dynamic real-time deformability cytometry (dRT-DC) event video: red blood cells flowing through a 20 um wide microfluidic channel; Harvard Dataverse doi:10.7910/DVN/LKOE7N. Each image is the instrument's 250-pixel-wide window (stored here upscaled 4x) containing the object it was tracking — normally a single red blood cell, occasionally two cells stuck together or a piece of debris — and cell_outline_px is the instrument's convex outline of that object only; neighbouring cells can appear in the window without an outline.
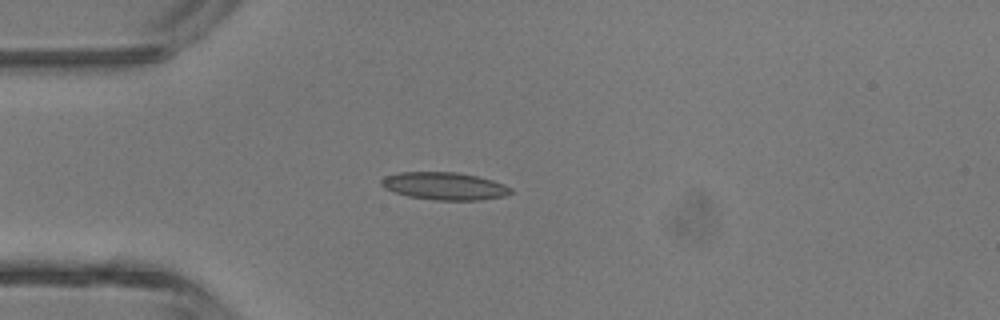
{"species": "common noctule bat (a hibernating species)", "species_latin": "Nyctalus noctula", "temperature_condition": "room temperature", "stored_images_in_passage": 2, "camera_frame_rate_fps": 3000, "um_per_image_px": 0.085, "animal": {"sex": "male", "body_mass_g": 13.3}, "frame": {"image": 1, "passage_image": 1, "time_ms": 0.0, "image_size_px": [1000, 320], "cell_outline_px": [[512, 192], [504, 196], [480, 200], [436, 200], [408, 196], [384, 188], [380, 184], [380, 180], [384, 176], [400, 172], [456, 172], [476, 176], [492, 180], [504, 184], [512, 188]], "centroid_in_image_um": [37.77, 15.81], "position_along_channel_um": 47.2, "area_um2": 20.75}}